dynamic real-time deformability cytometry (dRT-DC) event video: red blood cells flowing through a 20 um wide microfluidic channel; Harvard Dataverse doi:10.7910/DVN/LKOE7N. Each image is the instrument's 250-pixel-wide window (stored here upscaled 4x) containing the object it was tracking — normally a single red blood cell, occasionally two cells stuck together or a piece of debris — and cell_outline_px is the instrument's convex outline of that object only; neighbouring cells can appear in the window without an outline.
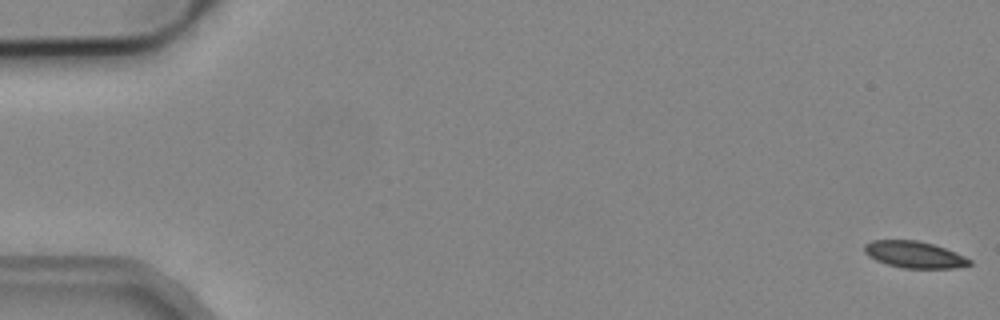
{"species": "common noctule bat (a hibernating species)", "species_latin": "Nyctalus noctula", "temperature_condition": "cold", "stored_images_in_passage": 4, "camera_frame_rate_fps": 3000, "um_per_image_px": 0.085, "animal": {"sex": "male", "body_mass_g": 19.2, "forearm_length_mm": 51.8}, "frame": {"image": 1, "passage_image": 1, "time_ms": 0.0, "image_size_px": [1000, 320], "cell_outline_px": [[972, 264], [956, 268], [904, 268], [888, 264], [876, 260], [868, 256], [864, 252], [864, 244], [872, 240], [916, 240], [932, 244], [956, 252], [972, 260]], "centroid_in_image_um": [77.72, 21.64], "position_along_channel_um": 7.3, "area_um2": 16.3}}